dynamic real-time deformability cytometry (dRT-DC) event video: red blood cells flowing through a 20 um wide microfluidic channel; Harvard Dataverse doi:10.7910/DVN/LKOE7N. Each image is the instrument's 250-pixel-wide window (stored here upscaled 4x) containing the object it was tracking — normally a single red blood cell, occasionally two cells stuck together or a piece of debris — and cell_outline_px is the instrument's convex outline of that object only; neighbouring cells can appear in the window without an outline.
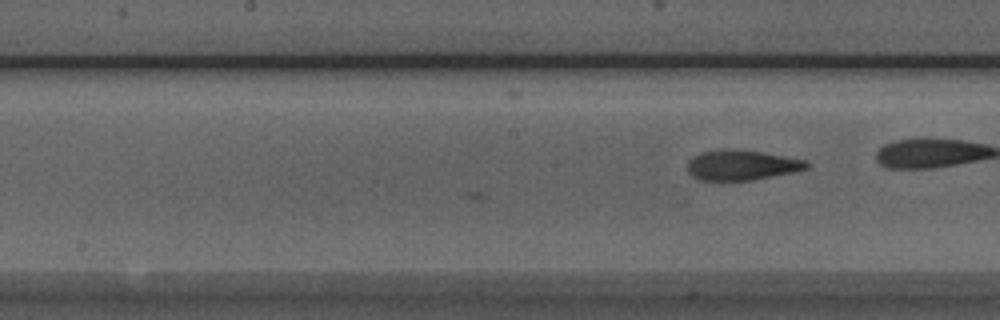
{"species": "Egyptian fruit bat (a non-hibernating species)", "species_latin": "Rousettus aegyptiacus", "temperature_condition": "room temperature", "stored_images_in_passage": 11, "camera_frame_rate_fps": 3000, "um_per_image_px": 0.085, "animal": {"sex": "male"}, "frame": {"image": 1, "passage_image": 11, "time_ms": 3.333, "image_size_px": [1000, 320], "cell_outline_px": [[812, 164], [808, 168], [796, 172], [752, 180], [696, 180], [688, 172], [688, 160], [692, 156], [700, 152], [760, 152], [808, 160]], "centroid_in_image_um": [63.1, 14.09], "position_along_channel_um": 185.1, "area_um2": 20.35}}